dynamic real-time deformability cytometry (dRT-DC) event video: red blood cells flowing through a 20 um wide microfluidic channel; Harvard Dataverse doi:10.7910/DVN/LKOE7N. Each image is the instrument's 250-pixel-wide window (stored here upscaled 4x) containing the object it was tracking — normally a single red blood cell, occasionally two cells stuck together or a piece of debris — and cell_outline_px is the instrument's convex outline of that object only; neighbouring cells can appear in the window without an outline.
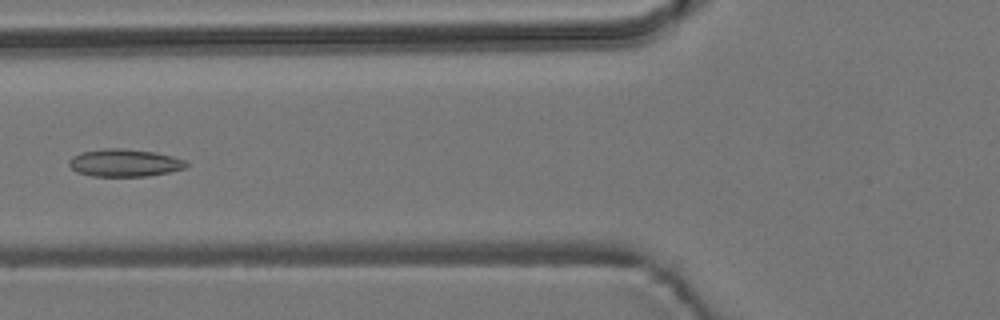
{"species": "common noctule bat (a hibernating species)", "species_latin": "Nyctalus noctula", "temperature_condition": "room temperature", "stored_images_in_passage": 7, "camera_frame_rate_fps": 3000, "um_per_image_px": 0.085, "animal": {"sex": "male", "body_mass_g": 19.2, "forearm_length_mm": 51.8}, "frame": {"image": 1, "passage_image": 6, "time_ms": 6.0, "image_size_px": [1000, 320], "cell_outline_px": [[188, 164], [184, 168], [168, 172], [148, 176], [92, 176], [76, 172], [68, 164], [68, 160], [72, 156], [80, 152], [104, 148], [120, 148], [156, 152], [172, 156], [184, 160]], "centroid_in_image_um": [10.54, 13.83], "position_along_channel_um": 115.3, "area_um2": 18.84}}
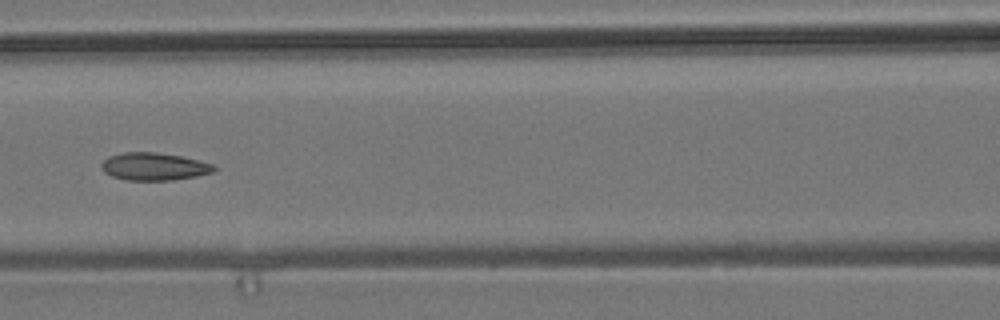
{"frame": {"image": 2, "passage_image": 7, "time_ms": 7.0, "image_size_px": [1000, 320], "cell_outline_px": [[216, 168], [212, 172], [196, 176], [172, 180], [124, 180], [112, 176], [104, 172], [100, 168], [100, 164], [108, 156], [124, 152], [152, 152], [180, 156], [216, 164]], "centroid_in_image_um": [13.07, 14.15], "position_along_channel_um": 153.5, "area_um2": 18.15}}